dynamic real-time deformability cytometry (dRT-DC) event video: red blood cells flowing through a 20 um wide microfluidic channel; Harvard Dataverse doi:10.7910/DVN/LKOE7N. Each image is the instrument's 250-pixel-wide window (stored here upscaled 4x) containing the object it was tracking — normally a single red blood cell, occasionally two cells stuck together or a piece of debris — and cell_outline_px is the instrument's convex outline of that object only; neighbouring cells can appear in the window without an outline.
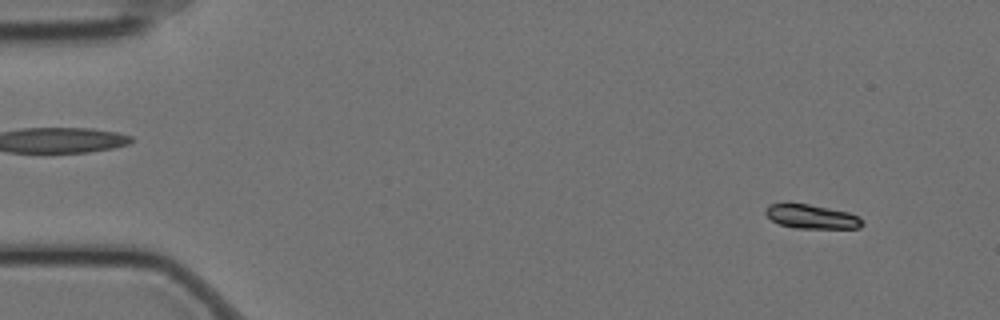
{"species": "Egyptian fruit bat (a non-hibernating species)", "species_latin": "Rousettus aegyptiacus", "temperature_condition": "cold", "stored_images_in_passage": 58, "camera_frame_rate_fps": 3000, "um_per_image_px": 0.085, "animal": {"sex": "female"}, "frame": {"image": 1, "passage_image": 5, "time_ms": 1.333, "image_size_px": [1000, 320], "cell_outline_px": [[864, 224], [860, 228], [796, 228], [780, 224], [772, 220], [764, 212], [768, 204], [784, 200], [788, 200], [848, 212], [860, 216], [864, 220]], "centroid_in_image_um": [68.95, 18.37], "position_along_channel_um": 16.1, "area_um2": 14.1}}
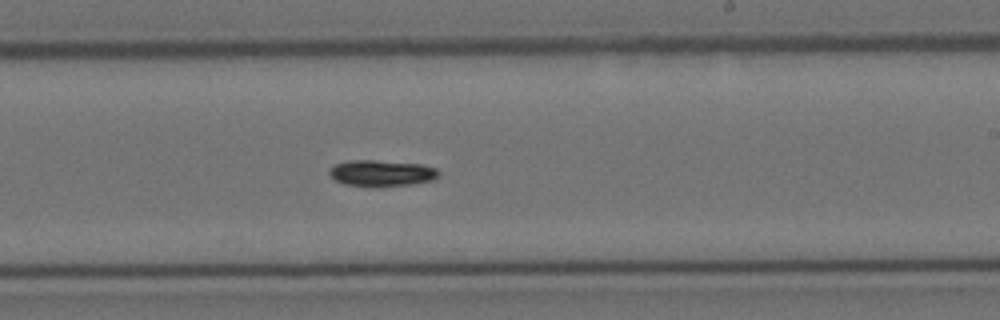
{"frame": {"image": 2, "passage_image": 35, "time_ms": 11.333, "image_size_px": [1000, 320], "cell_outline_px": [[440, 176], [432, 180], [412, 184], [376, 188], [372, 188], [344, 184], [336, 180], [328, 172], [328, 168], [336, 164], [348, 160], [376, 160], [420, 164], [436, 168], [440, 172]], "centroid_in_image_um": [32.43, 14.73], "position_along_channel_um": 256.6, "area_um2": 17.11}}
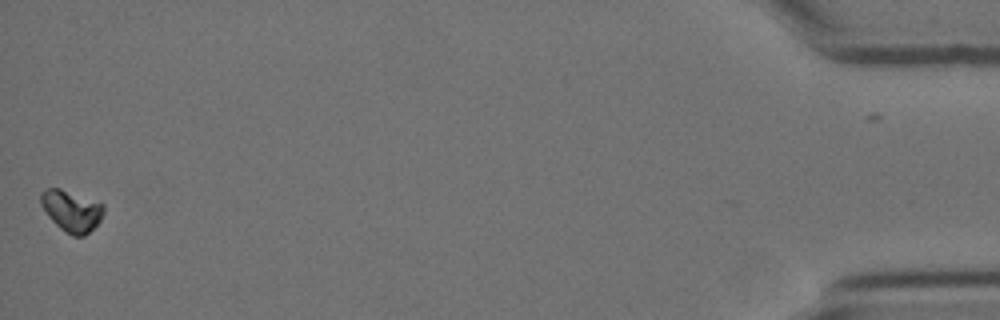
{"frame": {"image": 3, "passage_image": 58, "time_ms": 19.0, "image_size_px": [1000, 320], "cell_outline_px": [[104, 212], [100, 220], [84, 236], [72, 236], [60, 228], [48, 216], [40, 204], [40, 192], [48, 188], [60, 188], [104, 204]], "centroid_in_image_um": [6.06, 17.91], "position_along_channel_um": 429.1, "area_um2": 14.97}, "authors_computed_cell_mechanics": {"area_um2": 15.4615, "velocity_mm_per_s": 3.4525, "shape_relaxation_time_tau1_ms": 5.2827, "shape_relaxation_time_tau2_ms": null, "deformation_change_tau1": 0.0757, "deformation_change_tau2": null}}